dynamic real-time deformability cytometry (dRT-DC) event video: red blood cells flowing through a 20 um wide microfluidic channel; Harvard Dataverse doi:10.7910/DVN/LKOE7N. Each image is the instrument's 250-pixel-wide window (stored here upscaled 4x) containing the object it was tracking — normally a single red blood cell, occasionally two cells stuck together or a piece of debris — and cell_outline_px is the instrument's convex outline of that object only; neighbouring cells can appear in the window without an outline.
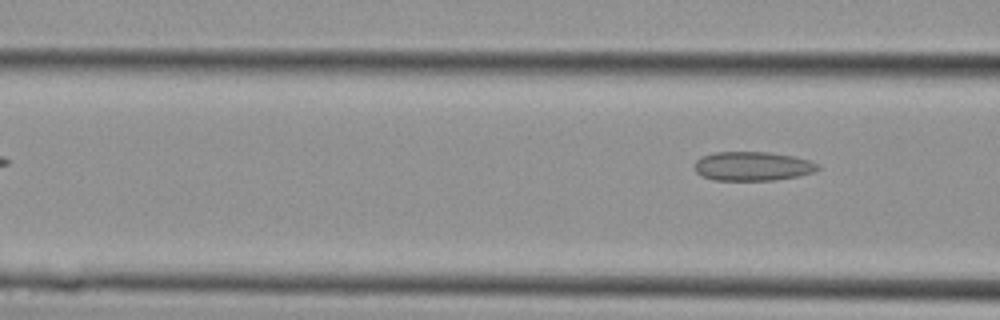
{"species": "Egyptian fruit bat (a non-hibernating species)", "species_latin": "Rousettus aegyptiacus", "temperature_condition": "cold", "stored_images_in_passage": 4, "camera_frame_rate_fps": 3000, "um_per_image_px": 0.085, "animal": {"sex": "female"}, "frame": {"image": 1, "passage_image": 4, "time_ms": 1.0, "image_size_px": [1000, 320], "cell_outline_px": [[820, 168], [812, 172], [800, 176], [772, 180], [712, 180], [700, 176], [696, 172], [696, 160], [704, 156], [716, 152], [768, 152], [792, 156], [808, 160], [816, 164]], "centroid_in_image_um": [63.95, 14.13], "position_along_channel_um": 102.7, "area_um2": 20.69}}